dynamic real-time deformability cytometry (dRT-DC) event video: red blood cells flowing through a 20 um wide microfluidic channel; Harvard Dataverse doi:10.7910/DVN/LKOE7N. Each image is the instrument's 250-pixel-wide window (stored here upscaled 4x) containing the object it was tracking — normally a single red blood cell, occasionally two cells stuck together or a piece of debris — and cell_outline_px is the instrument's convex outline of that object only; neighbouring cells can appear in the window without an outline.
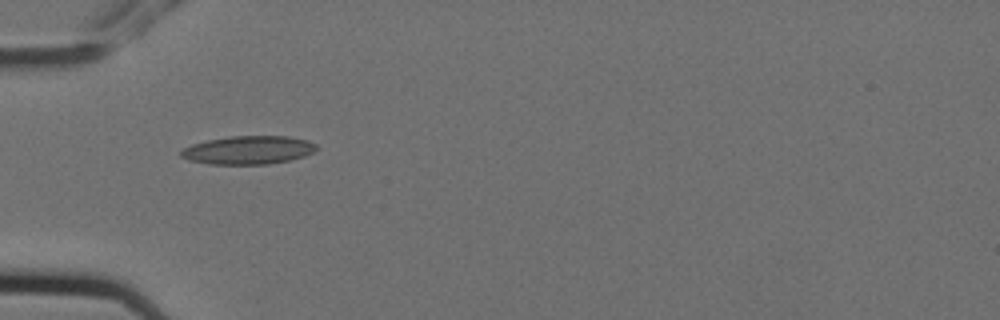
{"species": "Egyptian fruit bat (a non-hibernating species)", "species_latin": "Rousettus aegyptiacus", "temperature_condition": "cold", "stored_images_in_passage": 2, "camera_frame_rate_fps": 3000, "um_per_image_px": 0.085, "animal": {"sex": "female"}, "frame": {"image": 1, "passage_image": 1, "time_ms": 0.0, "image_size_px": [1000, 320], "cell_outline_px": [[316, 148], [312, 152], [304, 156], [288, 160], [268, 164], [208, 164], [188, 160], [180, 156], [180, 152], [184, 148], [192, 144], [208, 140], [228, 136], [288, 136], [308, 140], [316, 144]], "centroid_in_image_um": [21.08, 12.75], "position_along_channel_um": 63.9, "area_um2": 22.31}}
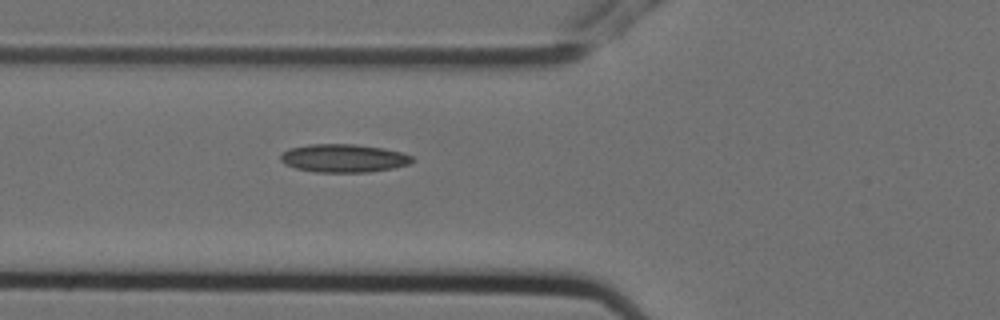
{"frame": {"image": 2, "passage_image": 2, "time_ms": 0.333, "image_size_px": [1000, 320], "cell_outline_px": [[416, 160], [408, 164], [392, 168], [368, 172], [316, 172], [296, 168], [284, 164], [280, 160], [280, 156], [288, 148], [308, 144], [356, 144], [384, 148], [400, 152], [412, 156]], "centroid_in_image_um": [29.2, 13.44], "position_along_channel_um": 96.6, "area_um2": 21.68}}